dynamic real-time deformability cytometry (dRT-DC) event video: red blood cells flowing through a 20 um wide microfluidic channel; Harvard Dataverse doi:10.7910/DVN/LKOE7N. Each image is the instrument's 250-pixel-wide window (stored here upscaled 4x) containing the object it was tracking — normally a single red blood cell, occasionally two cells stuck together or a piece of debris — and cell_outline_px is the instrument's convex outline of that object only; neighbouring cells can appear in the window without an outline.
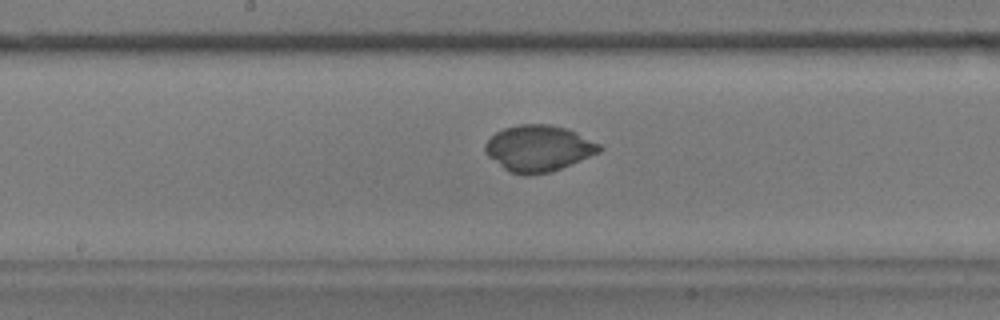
{"species": "common noctule bat (a hibernating species)", "species_latin": "Nyctalus noctula", "temperature_condition": "warm", "stored_images_in_passage": 54, "camera_frame_rate_fps": 3000, "um_per_image_px": 0.085, "animal": {"sex": "male", "body_mass_g": 17.9}, "frame": {"image": 1, "passage_image": 28, "time_ms": 9.0, "image_size_px": [1000, 320], "cell_outline_px": [[604, 148], [600, 152], [552, 172], [508, 172], [488, 156], [484, 152], [484, 144], [496, 132], [504, 128], [520, 124], [548, 124], [568, 128], [600, 144]], "centroid_in_image_um": [45.79, 12.57], "position_along_channel_um": 202.4, "area_um2": 30.35}}
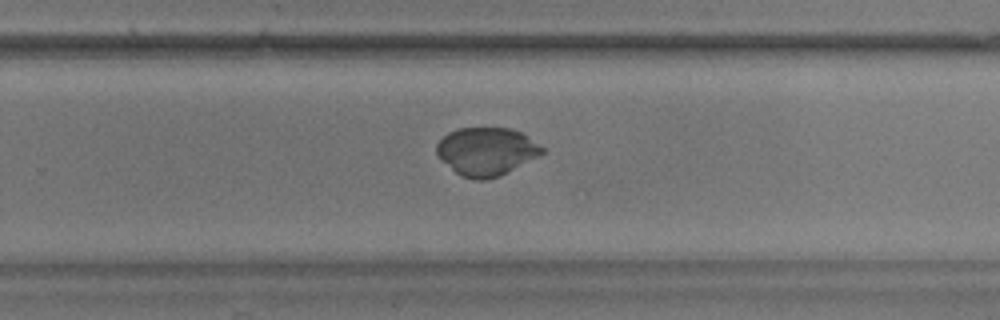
{"frame": {"image": 2, "passage_image": 35, "time_ms": 11.333, "image_size_px": [1000, 320], "cell_outline_px": [[544, 152], [540, 156], [500, 176], [484, 180], [472, 180], [456, 172], [436, 152], [436, 144], [448, 132], [460, 128], [508, 128], [520, 132], [544, 148]], "centroid_in_image_um": [41.37, 12.87], "position_along_channel_um": 288.4, "area_um2": 29.19}}
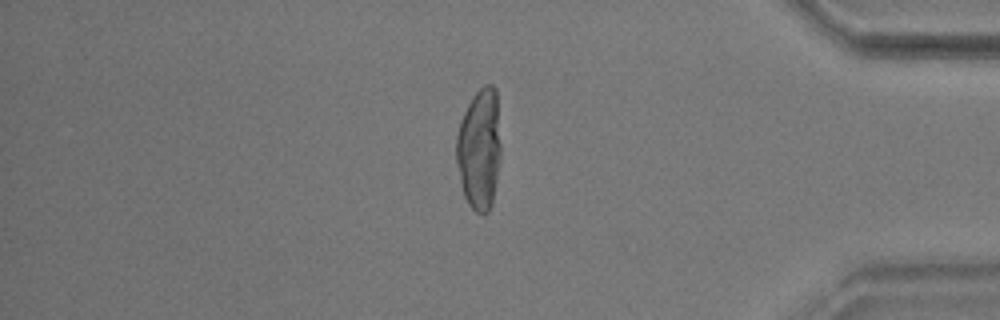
{"frame": {"image": 3, "passage_image": 46, "time_ms": 15.0, "image_size_px": [1000, 320], "cell_outline_px": [[500, 152], [496, 180], [492, 204], [488, 212], [476, 212], [468, 204], [464, 196], [460, 180], [456, 160], [456, 136], [460, 120], [472, 96], [484, 84], [492, 84], [496, 88], [500, 144]], "centroid_in_image_um": [40.73, 12.64], "position_along_channel_um": 394.5, "area_um2": 31.33}}